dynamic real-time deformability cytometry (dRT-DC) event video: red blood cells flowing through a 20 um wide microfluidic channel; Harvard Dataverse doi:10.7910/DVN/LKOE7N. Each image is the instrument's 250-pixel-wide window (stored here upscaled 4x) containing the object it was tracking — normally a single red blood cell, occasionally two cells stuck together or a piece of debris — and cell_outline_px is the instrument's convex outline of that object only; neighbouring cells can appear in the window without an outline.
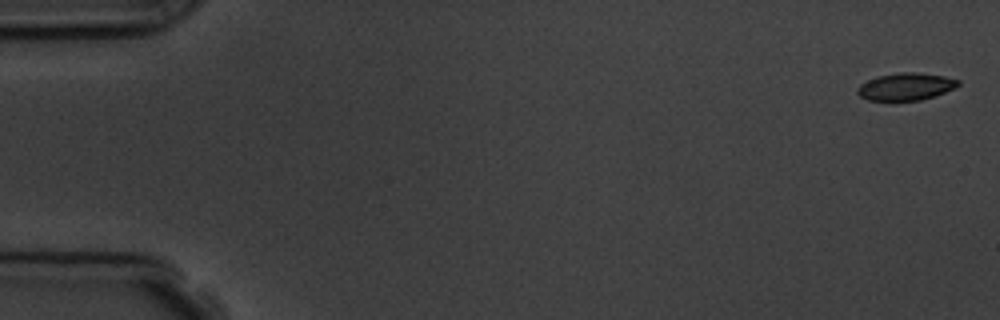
{"species": "common noctule bat (a hibernating species)", "species_latin": "Nyctalus noctula", "temperature_condition": "room temperature", "stored_images_in_passage": 5, "camera_frame_rate_fps": 3000, "um_per_image_px": 0.085, "animal": {"sex": "male", "body_mass_g": 19.5, "forearm_length_mm": 54.6}, "frame": {"image": 1, "passage_image": 1, "time_ms": 0.0, "image_size_px": [1000, 320], "cell_outline_px": [[960, 84], [956, 88], [920, 100], [868, 100], [860, 96], [856, 92], [856, 88], [860, 84], [876, 76], [900, 72], [916, 72], [944, 76], [960, 80]], "centroid_in_image_um": [76.98, 7.35], "position_along_channel_um": 8.0, "area_um2": 16.01}}
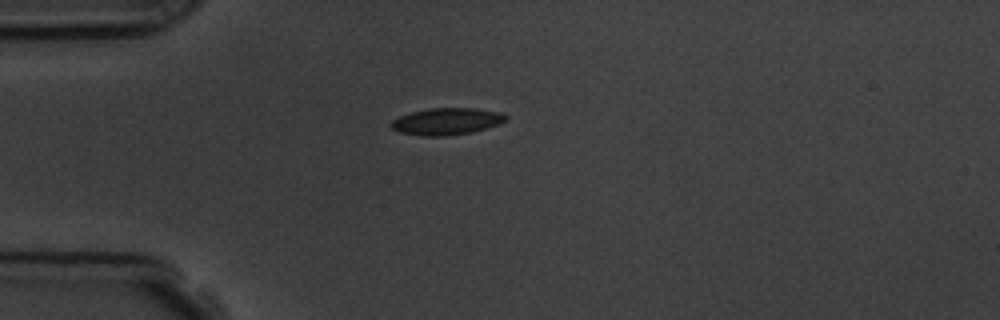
{"frame": {"image": 2, "passage_image": 5, "time_ms": 4.333, "image_size_px": [1000, 320], "cell_outline_px": [[508, 120], [500, 124], [472, 132], [448, 136], [420, 136], [400, 132], [392, 128], [392, 120], [400, 116], [412, 112], [432, 108], [476, 108], [500, 112], [508, 116]], "centroid_in_image_um": [38.02, 10.32], "position_along_channel_um": 47.0, "area_um2": 17.98}}